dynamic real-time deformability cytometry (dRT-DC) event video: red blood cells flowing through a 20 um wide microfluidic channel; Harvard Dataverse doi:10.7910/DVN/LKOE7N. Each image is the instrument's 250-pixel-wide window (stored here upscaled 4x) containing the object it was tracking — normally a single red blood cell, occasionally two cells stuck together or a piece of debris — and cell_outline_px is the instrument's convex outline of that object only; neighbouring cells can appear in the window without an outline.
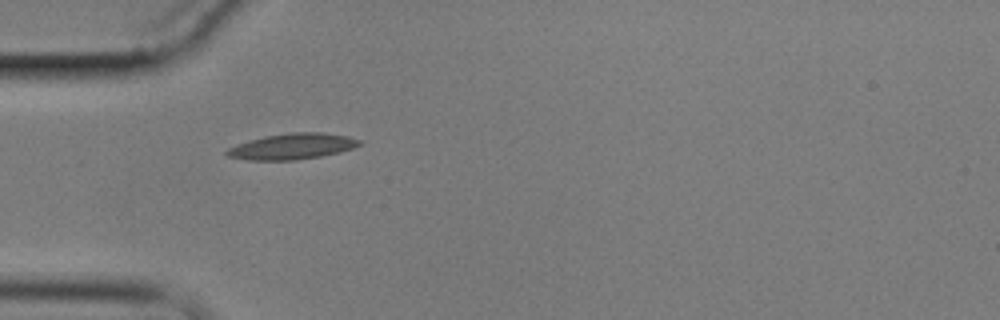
{"species": "common noctule bat (a hibernating species)", "species_latin": "Nyctalus noctula", "temperature_condition": "cold", "stored_images_in_passage": 3, "camera_frame_rate_fps": 3000, "um_per_image_px": 0.085, "animal": {"sex": "male", "body_mass_g": 17.9}, "frame": {"image": 1, "passage_image": 1, "time_ms": 0.0, "image_size_px": [1000, 320], "cell_outline_px": [[360, 144], [352, 148], [340, 152], [320, 156], [296, 160], [248, 160], [224, 156], [224, 152], [228, 148], [236, 144], [264, 136], [292, 132], [320, 132], [348, 136], [360, 140]], "centroid_in_image_um": [24.78, 12.44], "position_along_channel_um": 60.2, "area_um2": 20.0}}
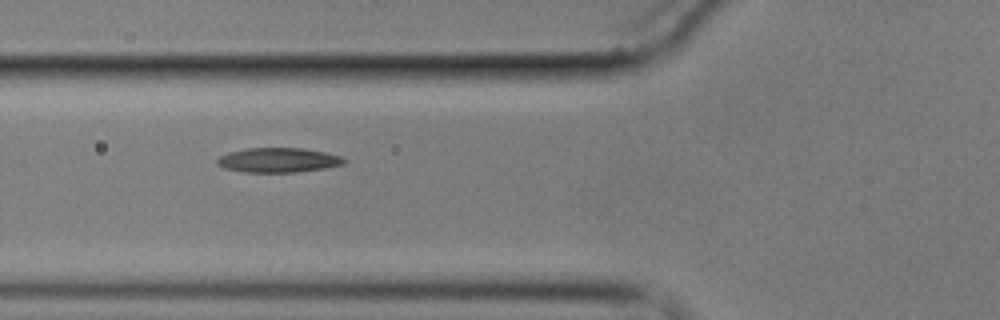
{"frame": {"image": 2, "passage_image": 2, "time_ms": 1.333, "image_size_px": [1000, 320], "cell_outline_px": [[348, 160], [344, 164], [324, 168], [296, 172], [244, 172], [224, 168], [216, 164], [216, 160], [220, 156], [228, 152], [248, 148], [300, 148], [328, 152], [340, 156]], "centroid_in_image_um": [23.66, 13.6], "position_along_channel_um": 102.1, "area_um2": 18.26}}
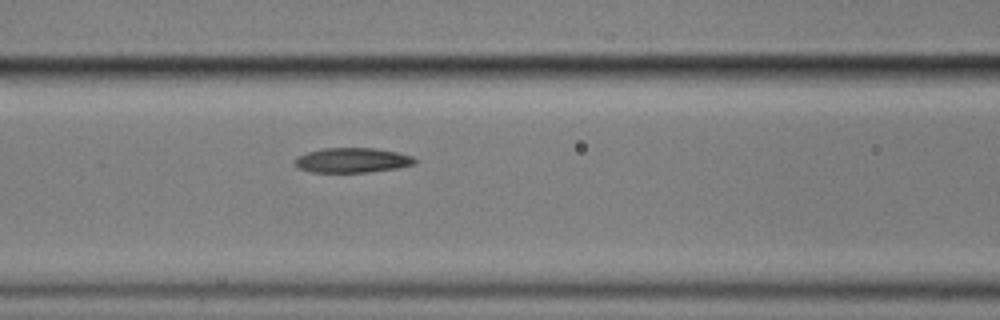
{"frame": {"image": 3, "passage_image": 3, "time_ms": 2.333, "image_size_px": [1000, 320], "cell_outline_px": [[416, 164], [400, 168], [368, 172], [312, 172], [296, 168], [296, 156], [308, 152], [324, 148], [376, 148], [396, 152], [412, 156], [416, 160]], "centroid_in_image_um": [29.96, 13.62], "position_along_channel_um": 136.6, "area_um2": 17.4}}